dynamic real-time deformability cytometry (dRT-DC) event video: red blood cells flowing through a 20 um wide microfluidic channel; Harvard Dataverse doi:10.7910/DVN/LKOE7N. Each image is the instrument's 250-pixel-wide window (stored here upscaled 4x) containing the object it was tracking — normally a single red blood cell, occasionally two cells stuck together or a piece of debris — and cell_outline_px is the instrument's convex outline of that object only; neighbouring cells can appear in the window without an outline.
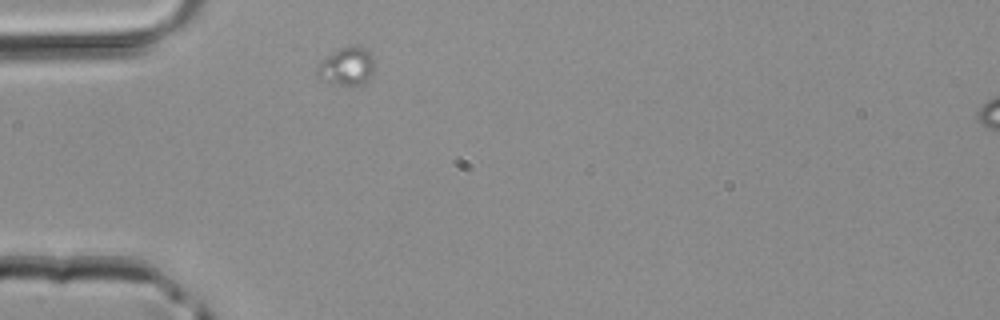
{"species": "common noctule bat (a hibernating species)", "species_latin": "Nyctalus noctula", "temperature_condition": "room temperature", "stored_images_in_passage": 2, "camera_frame_rate_fps": 3000, "um_per_image_px": 0.085, "animal": {"sex": "male", "body_mass_g": 20.4}, "frame": {"image": 1, "passage_image": 1, "time_ms": 0.0, "image_size_px": [1000, 320], "cell_outline_px": [[372, 76], [364, 84], [328, 84], [316, 80], [316, 68], [328, 56], [340, 48], [348, 44], [356, 44], [372, 52]], "centroid_in_image_um": [29.44, 5.64], "position_along_channel_um": 55.6, "area_um2": 12.95}}